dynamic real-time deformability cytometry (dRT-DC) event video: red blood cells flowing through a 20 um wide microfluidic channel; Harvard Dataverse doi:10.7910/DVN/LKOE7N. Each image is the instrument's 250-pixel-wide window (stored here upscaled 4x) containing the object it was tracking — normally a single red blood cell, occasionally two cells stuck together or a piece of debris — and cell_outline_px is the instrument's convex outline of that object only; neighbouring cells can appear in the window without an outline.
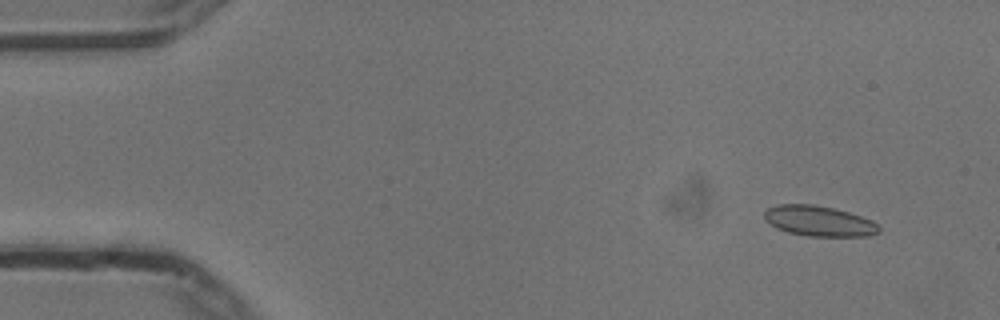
{"species": "common noctule bat (a hibernating species)", "species_latin": "Nyctalus noctula", "temperature_condition": "cold", "stored_images_in_passage": 51, "camera_frame_rate_fps": 3000, "um_per_image_px": 0.085, "animal": {"sex": "male", "body_mass_g": 13.3}, "frame": {"image": 1, "passage_image": 1, "time_ms": 0.0, "image_size_px": [1000, 320], "cell_outline_px": [[880, 232], [868, 236], [808, 236], [788, 232], [776, 228], [764, 220], [764, 212], [768, 208], [776, 204], [812, 204], [832, 208], [848, 212], [872, 220], [880, 228]], "centroid_in_image_um": [69.58, 18.79], "position_along_channel_um": 15.4, "area_um2": 20.29}}
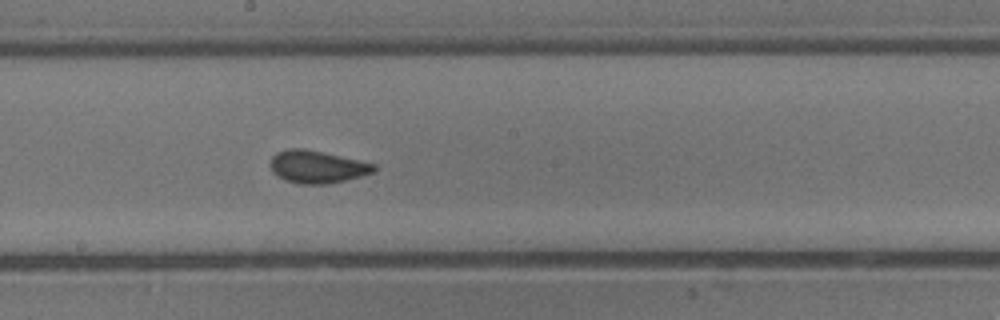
{"frame": {"image": 2, "passage_image": 26, "time_ms": 8.333, "image_size_px": [1000, 320], "cell_outline_px": [[376, 172], [328, 184], [300, 184], [284, 180], [276, 176], [272, 172], [272, 156], [276, 152], [288, 148], [304, 148], [376, 164]], "centroid_in_image_um": [26.94, 14.18], "position_along_channel_um": 221.3, "area_um2": 19.59}}
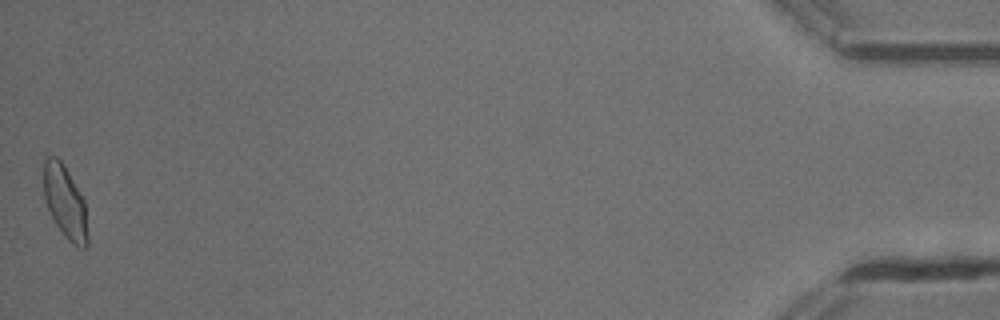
{"frame": {"image": 3, "passage_image": 51, "time_ms": 16.667, "image_size_px": [1000, 320], "cell_outline_px": [[88, 244], [84, 248], [76, 248], [64, 236], [56, 224], [48, 208], [44, 196], [44, 160], [48, 156], [56, 156], [64, 164], [84, 200], [88, 236]], "centroid_in_image_um": [5.54, 17.2], "position_along_channel_um": 429.7, "area_um2": 18.61}, "authors_computed_cell_mechanics": {"area_um2": 19.0162, "velocity_mm_per_s": 3.7231, "shape_relaxation_time_tau1_ms": 4.0874, "shape_relaxation_time_tau2_ms": null, "deformation_change_tau1": 0.0953, "deformation_change_tau2": null}}